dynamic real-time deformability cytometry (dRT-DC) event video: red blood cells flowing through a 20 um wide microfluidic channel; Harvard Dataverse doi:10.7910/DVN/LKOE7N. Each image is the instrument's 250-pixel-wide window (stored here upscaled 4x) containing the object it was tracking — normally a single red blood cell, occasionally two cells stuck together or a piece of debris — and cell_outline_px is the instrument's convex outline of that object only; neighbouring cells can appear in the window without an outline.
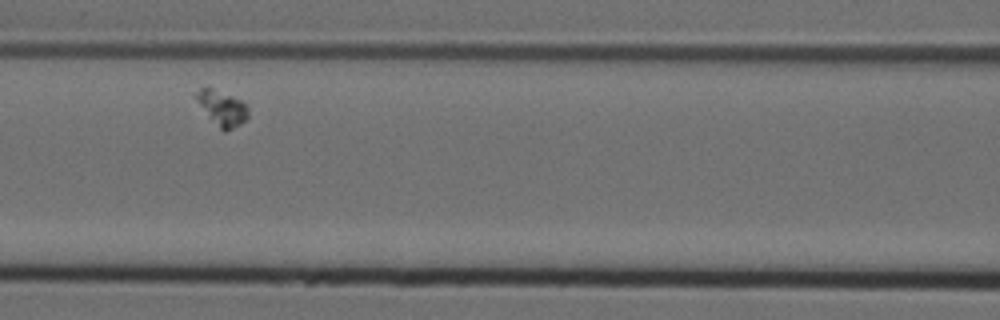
{"species": "Egyptian fruit bat (a non-hibernating species)", "species_latin": "Rousettus aegyptiacus", "temperature_condition": "cold", "stored_images_in_passage": 32, "camera_frame_rate_fps": 3000, "um_per_image_px": 0.085, "animal": {"sex": "female"}, "frame": {"image": 1, "passage_image": 10, "time_ms": 3.0, "image_size_px": [1000, 320], "cell_outline_px": [[248, 116], [240, 124], [224, 132], [208, 116], [200, 104], [196, 96], [196, 92], [204, 84], [208, 84], [244, 100], [248, 108]], "centroid_in_image_um": [18.89, 9.09], "position_along_channel_um": 147.7, "area_um2": 10.87}}
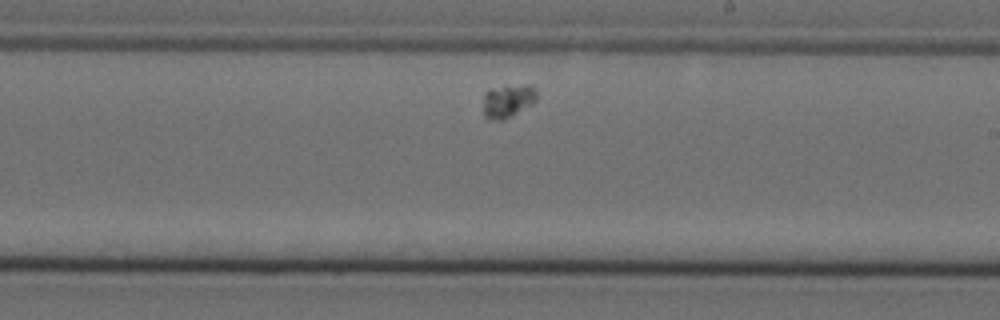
{"frame": {"image": 2, "passage_image": 19, "time_ms": 6.0, "image_size_px": [1000, 320], "cell_outline_px": [[536, 100], [532, 104], [504, 120], [488, 120], [484, 116], [484, 92], [488, 88], [528, 84], [532, 84], [536, 92]], "centroid_in_image_um": [43.14, 8.57], "position_along_channel_um": 245.9, "area_um2": 10.46}}
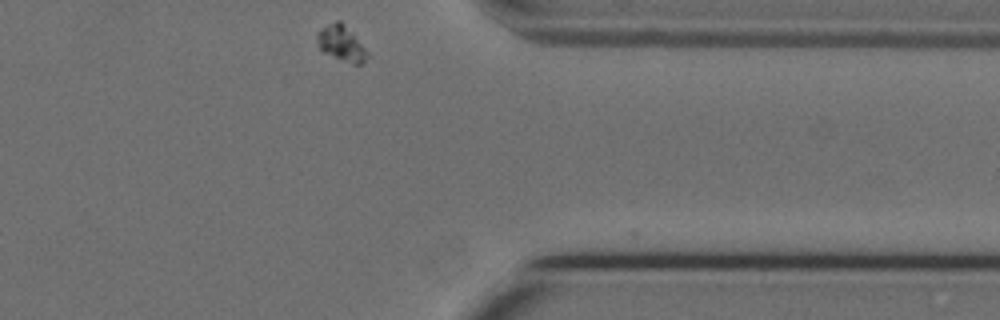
{"frame": {"image": 3, "passage_image": 32, "time_ms": 10.333, "image_size_px": [1000, 320], "cell_outline_px": [[368, 56], [364, 64], [352, 64], [324, 52], [320, 48], [316, 40], [316, 32], [320, 28], [336, 20], [340, 20], [352, 32], [368, 52]], "centroid_in_image_um": [29.01, 3.67], "position_along_channel_um": 382.4, "area_um2": 10.4}}